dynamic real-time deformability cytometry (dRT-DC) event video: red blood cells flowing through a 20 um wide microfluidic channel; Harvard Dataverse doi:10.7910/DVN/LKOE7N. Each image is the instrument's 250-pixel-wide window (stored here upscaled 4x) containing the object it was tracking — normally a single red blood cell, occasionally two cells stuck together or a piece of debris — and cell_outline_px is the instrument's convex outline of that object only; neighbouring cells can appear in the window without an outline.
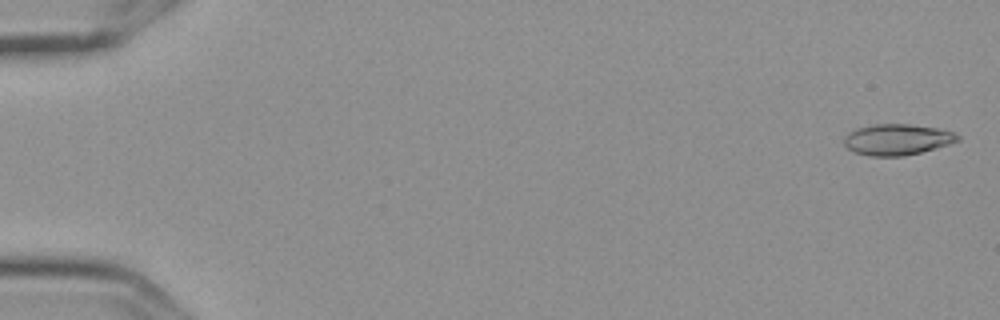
{"species": "Egyptian fruit bat (a non-hibernating species)", "species_latin": "Rousettus aegyptiacus", "temperature_condition": "cold", "stored_images_in_passage": 3, "camera_frame_rate_fps": 3000, "um_per_image_px": 0.085, "frame": {"image": 1, "passage_image": 1, "time_ms": 0.0, "image_size_px": [1000, 320], "cell_outline_px": [[960, 140], [936, 148], [904, 156], [868, 156], [852, 152], [844, 144], [844, 136], [848, 132], [856, 128], [872, 124], [908, 124], [936, 128], [952, 132], [960, 136]], "centroid_in_image_um": [76.21, 11.86], "position_along_channel_um": 8.8, "area_um2": 20.58}}